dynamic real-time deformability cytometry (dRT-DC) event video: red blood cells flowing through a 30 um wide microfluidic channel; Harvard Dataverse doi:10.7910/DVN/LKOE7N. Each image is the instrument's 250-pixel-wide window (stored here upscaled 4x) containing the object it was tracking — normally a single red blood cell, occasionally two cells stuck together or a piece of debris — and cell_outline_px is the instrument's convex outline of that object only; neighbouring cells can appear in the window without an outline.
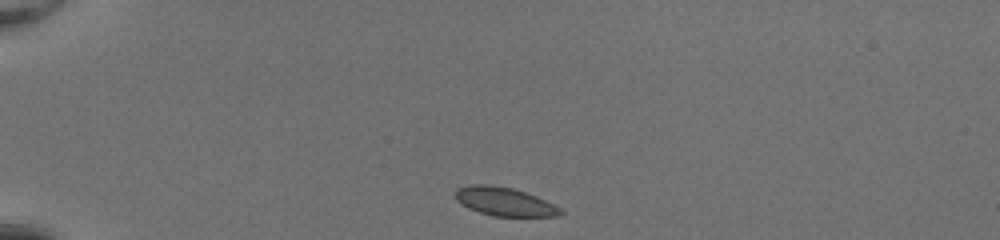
{"species": "common noctule bat (a hibernating species)", "species_latin": "Nyctalus noctula", "temperature_condition": "room temperature", "stored_images_in_passage": 39, "camera_frame_rate_fps": 3000, "um_per_image_px": 0.085, "animal": {"sex": "female", "body_mass_g": 20.0, "forearm_length_mm": 54.0}, "frame": {"image": 1, "passage_image": 1, "time_ms": 0.0, "image_size_px": [1000, 240], "cell_outline_px": [[564, 212], [556, 216], [492, 216], [468, 208], [456, 200], [456, 188], [472, 184], [488, 184], [512, 188], [536, 196], [560, 208]], "centroid_in_image_um": [42.85, 17.13], "position_along_channel_um": 42.2, "area_um2": 17.28}}
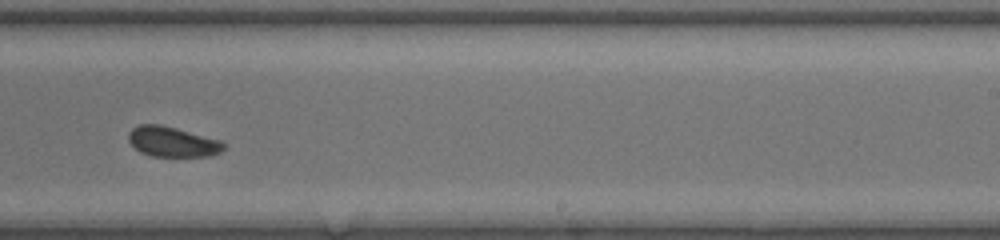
{"frame": {"image": 2, "passage_image": 22, "time_ms": 7.0, "image_size_px": [1000, 240], "cell_outline_px": [[228, 144], [220, 152], [212, 156], [152, 156], [140, 152], [128, 140], [128, 132], [132, 128], [140, 124], [160, 124], [176, 128], [220, 140]], "centroid_in_image_um": [14.67, 12.05], "position_along_channel_um": 274.3, "area_um2": 16.76}}
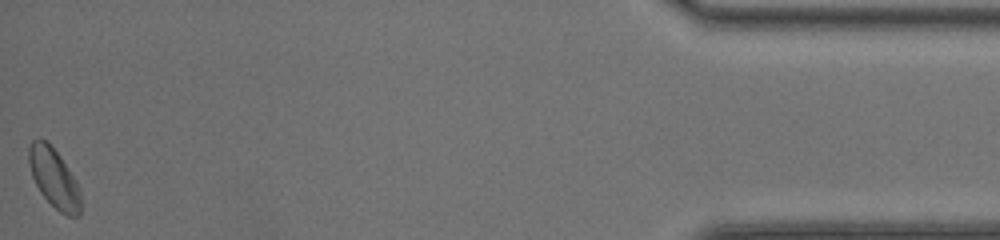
{"frame": {"image": 3, "passage_image": 39, "time_ms": 12.667, "image_size_px": [1000, 240], "cell_outline_px": [[80, 216], [68, 216], [60, 212], [40, 192], [32, 176], [28, 164], [28, 148], [32, 140], [40, 136], [60, 156], [76, 180], [80, 192]], "centroid_in_image_um": [4.57, 15.12], "position_along_channel_um": 430.6, "area_um2": 17.8}, "authors_computed_cell_mechanics": {"area_um2": 17.2822, "velocity_mm_per_s": 4.1324, "shape_relaxation_time_tau1_ms": 1.2514, "shape_relaxation_time_tau2_ms": 6.1829, "deformation_change_tau1": 0.0414, "deformation_change_tau2": 0.0917}}